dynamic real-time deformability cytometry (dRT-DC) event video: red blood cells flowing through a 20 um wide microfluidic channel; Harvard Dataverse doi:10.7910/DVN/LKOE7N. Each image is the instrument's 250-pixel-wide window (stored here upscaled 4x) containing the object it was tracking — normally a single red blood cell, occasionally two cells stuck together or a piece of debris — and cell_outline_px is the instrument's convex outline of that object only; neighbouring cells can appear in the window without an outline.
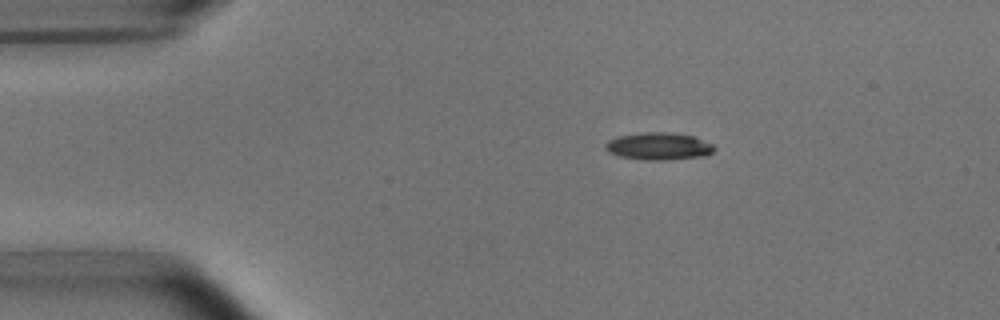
{"species": "common noctule bat (a hibernating species)", "species_latin": "Nyctalus noctula", "temperature_condition": "room temperature", "stored_images_in_passage": 5, "camera_frame_rate_fps": 3000, "um_per_image_px": 0.085, "animal": {"sex": "male", "body_mass_g": 15.6}, "frame": {"image": 1, "passage_image": 2, "time_ms": 1.0, "image_size_px": [1000, 320], "cell_outline_px": [[716, 148], [712, 152], [704, 156], [664, 160], [644, 160], [620, 156], [608, 152], [604, 148], [604, 144], [608, 140], [616, 136], [644, 132], [668, 132], [692, 136], [712, 144]], "centroid_in_image_um": [55.94, 12.43], "position_along_channel_um": 29.1, "area_um2": 17.34}}
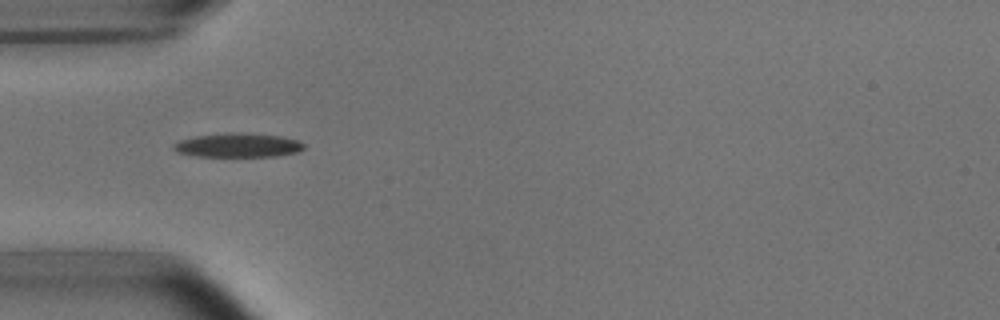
{"frame": {"image": 2, "passage_image": 4, "time_ms": 3.333, "image_size_px": [1000, 320], "cell_outline_px": [[304, 148], [296, 152], [276, 156], [196, 156], [180, 152], [176, 148], [176, 144], [180, 140], [196, 136], [244, 132], [280, 136], [296, 140], [304, 144]], "centroid_in_image_um": [20.3, 12.34], "position_along_channel_um": 64.7, "area_um2": 17.69}}